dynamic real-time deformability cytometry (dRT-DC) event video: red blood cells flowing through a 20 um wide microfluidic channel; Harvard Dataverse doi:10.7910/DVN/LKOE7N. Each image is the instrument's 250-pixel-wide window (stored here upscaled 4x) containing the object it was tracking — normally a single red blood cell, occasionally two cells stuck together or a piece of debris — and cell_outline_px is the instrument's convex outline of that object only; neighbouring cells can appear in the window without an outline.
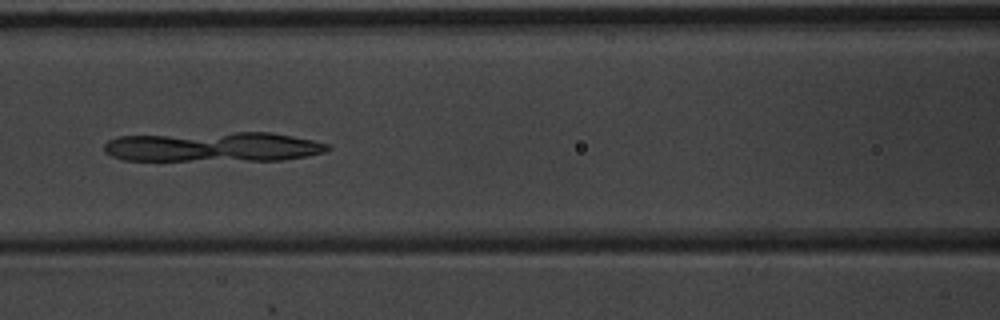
{"species": "common noctule bat (a hibernating species)", "species_latin": "Nyctalus noctula", "temperature_condition": "warm", "stored_images_in_passage": 7, "camera_frame_rate_fps": 3000, "um_per_image_px": 0.085, "animal": {"sex": "male", "body_mass_g": 20.1, "forearm_length_mm": 53.5}, "frame": {"image": 1, "passage_image": 7, "time_ms": 2.0, "image_size_px": [1000, 320], "cell_outline_px": [[332, 148], [324, 152], [308, 156], [280, 160], [124, 160], [112, 156], [104, 152], [104, 144], [108, 140], [120, 136], [236, 132], [272, 132], [312, 140], [328, 144]], "centroid_in_image_um": [18.14, 12.48], "position_along_channel_um": 148.5, "area_um2": 38.73}}